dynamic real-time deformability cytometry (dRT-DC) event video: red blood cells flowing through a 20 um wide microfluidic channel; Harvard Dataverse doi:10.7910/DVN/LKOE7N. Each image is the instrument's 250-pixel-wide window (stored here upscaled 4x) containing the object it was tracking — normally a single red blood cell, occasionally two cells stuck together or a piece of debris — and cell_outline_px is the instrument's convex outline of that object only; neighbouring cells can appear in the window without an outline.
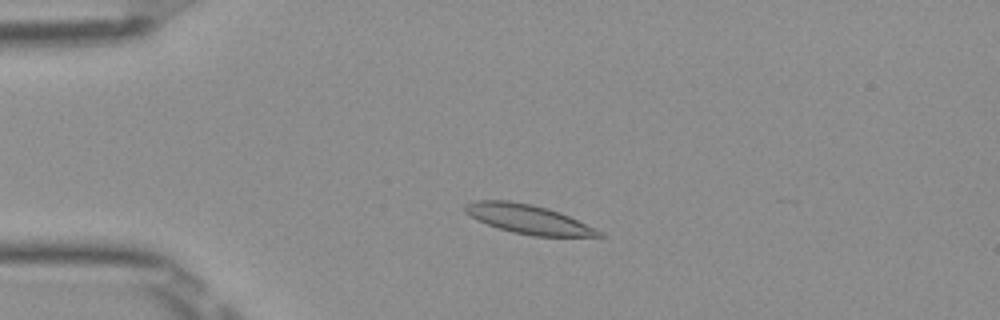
{"species": "Egyptian fruit bat (a non-hibernating species)", "species_latin": "Rousettus aegyptiacus", "temperature_condition": "room temperature", "stored_images_in_passage": 49, "camera_frame_rate_fps": 3000, "um_per_image_px": 0.085, "frame": {"image": 1, "passage_image": 10, "time_ms": 3.0, "image_size_px": [1000, 320], "cell_outline_px": [[608, 236], [532, 236], [512, 232], [496, 228], [464, 212], [464, 204], [472, 200], [508, 200], [532, 204], [548, 208], [560, 212], [596, 228], [604, 232]], "centroid_in_image_um": [44.92, 18.62], "position_along_channel_um": 40.1, "area_um2": 22.83}}
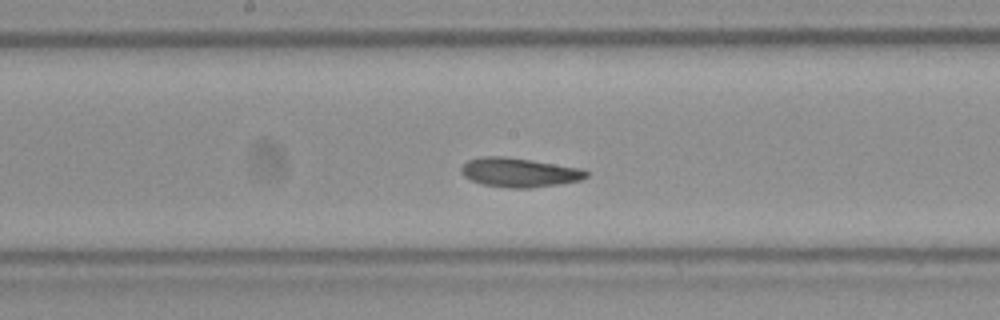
{"frame": {"image": 2, "passage_image": 25, "time_ms": 8.0, "image_size_px": [1000, 320], "cell_outline_px": [[588, 176], [580, 180], [560, 184], [532, 188], [508, 188], [484, 184], [472, 180], [464, 176], [460, 172], [460, 168], [468, 160], [480, 156], [504, 156], [532, 160], [584, 168], [588, 172]], "centroid_in_image_um": [44.16, 14.65], "position_along_channel_um": 204.0, "area_um2": 21.44}}
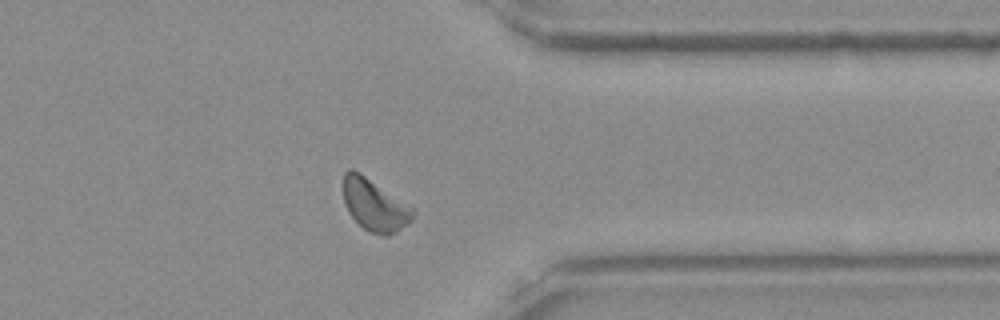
{"frame": {"image": 3, "passage_image": 39, "time_ms": 12.667, "image_size_px": [1000, 320], "cell_outline_px": [[412, 220], [408, 224], [396, 232], [388, 236], [384, 236], [368, 232], [348, 212], [344, 200], [344, 172], [348, 168], [352, 168], [360, 172], [412, 208]], "centroid_in_image_um": [31.81, 17.43], "position_along_channel_um": 379.6, "area_um2": 20.63}, "authors_computed_cell_mechanics": {"area_um2": 21.1548, "velocity_mm_per_s": 3.9098, "shape_relaxation_time_tau1_ms": 3.2724, "shape_relaxation_time_tau2_ms": 2.0008, "deformation_change_tau1": 0.1222, "deformation_change_tau2": 0.0757}}